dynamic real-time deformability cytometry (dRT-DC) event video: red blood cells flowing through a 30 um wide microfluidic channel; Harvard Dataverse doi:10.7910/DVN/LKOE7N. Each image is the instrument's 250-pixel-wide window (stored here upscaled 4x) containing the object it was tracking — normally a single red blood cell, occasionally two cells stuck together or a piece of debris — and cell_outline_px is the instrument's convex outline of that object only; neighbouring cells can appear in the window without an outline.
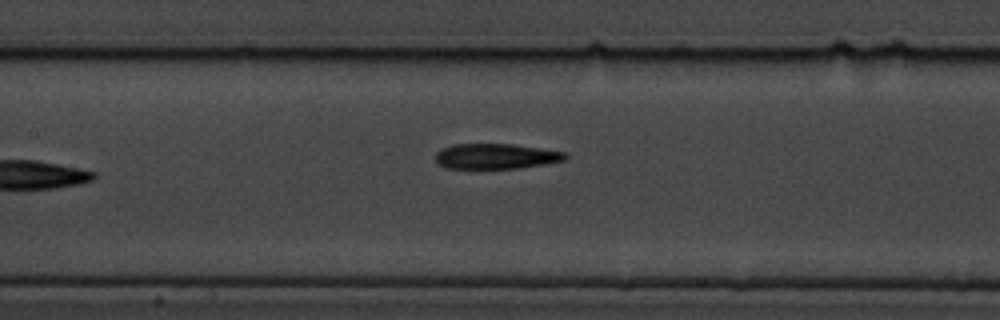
{"species": "common noctule bat (a hibernating species)", "species_latin": "Nyctalus noctula", "temperature_condition": "cold", "stored_images_in_passage": 7, "camera_frame_rate_fps": 3000, "um_per_image_px": 0.085, "animal": {"sex": "male", "body_mass_g": 19.5, "forearm_length_mm": 54.6}, "frame": {"image": 1, "passage_image": 7, "time_ms": 7.333, "image_size_px": [1000, 320], "cell_outline_px": [[568, 156], [564, 160], [544, 164], [520, 168], [444, 168], [436, 160], [436, 152], [440, 148], [452, 144], [512, 144], [540, 148], [564, 152]], "centroid_in_image_um": [42.12, 13.28], "position_along_channel_um": 165.3, "area_um2": 19.07}}